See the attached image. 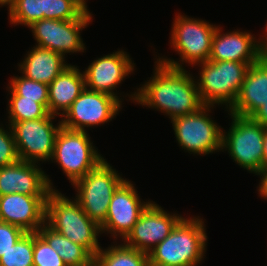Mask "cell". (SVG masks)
<instances>
[{
  "instance_id": "6da1fadb",
  "label": "cell",
  "mask_w": 267,
  "mask_h": 266,
  "mask_svg": "<svg viewBox=\"0 0 267 266\" xmlns=\"http://www.w3.org/2000/svg\"><path fill=\"white\" fill-rule=\"evenodd\" d=\"M156 62L154 76L131 94V100L159 109L171 120L194 113L204 106L197 81L179 62L166 58H159Z\"/></svg>"
},
{
  "instance_id": "7a4b0ae2",
  "label": "cell",
  "mask_w": 267,
  "mask_h": 266,
  "mask_svg": "<svg viewBox=\"0 0 267 266\" xmlns=\"http://www.w3.org/2000/svg\"><path fill=\"white\" fill-rule=\"evenodd\" d=\"M46 223L72 242L84 247L93 257L101 249L98 244L100 226L83 211L76 199L66 198L57 190L49 192L46 201Z\"/></svg>"
},
{
  "instance_id": "3957f363",
  "label": "cell",
  "mask_w": 267,
  "mask_h": 266,
  "mask_svg": "<svg viewBox=\"0 0 267 266\" xmlns=\"http://www.w3.org/2000/svg\"><path fill=\"white\" fill-rule=\"evenodd\" d=\"M199 218H182L171 233L149 253V263L167 266H196L206 251V231Z\"/></svg>"
},
{
  "instance_id": "277c9868",
  "label": "cell",
  "mask_w": 267,
  "mask_h": 266,
  "mask_svg": "<svg viewBox=\"0 0 267 266\" xmlns=\"http://www.w3.org/2000/svg\"><path fill=\"white\" fill-rule=\"evenodd\" d=\"M253 63L256 62H201L200 81L196 84L203 104H225L230 109L238 97L245 74Z\"/></svg>"
},
{
  "instance_id": "5b68a950",
  "label": "cell",
  "mask_w": 267,
  "mask_h": 266,
  "mask_svg": "<svg viewBox=\"0 0 267 266\" xmlns=\"http://www.w3.org/2000/svg\"><path fill=\"white\" fill-rule=\"evenodd\" d=\"M232 123L228 132H222V149L228 150L241 167L263 176V146L266 128L251 117L229 114Z\"/></svg>"
},
{
  "instance_id": "8992f818",
  "label": "cell",
  "mask_w": 267,
  "mask_h": 266,
  "mask_svg": "<svg viewBox=\"0 0 267 266\" xmlns=\"http://www.w3.org/2000/svg\"><path fill=\"white\" fill-rule=\"evenodd\" d=\"M125 180L104 159L73 184L78 190L76 200L87 216L101 226L114 192Z\"/></svg>"
},
{
  "instance_id": "52a82bcc",
  "label": "cell",
  "mask_w": 267,
  "mask_h": 266,
  "mask_svg": "<svg viewBox=\"0 0 267 266\" xmlns=\"http://www.w3.org/2000/svg\"><path fill=\"white\" fill-rule=\"evenodd\" d=\"M51 160L61 166L73 185L104 158L92 145L87 131L72 130L62 126L56 136Z\"/></svg>"
},
{
  "instance_id": "ba28073f",
  "label": "cell",
  "mask_w": 267,
  "mask_h": 266,
  "mask_svg": "<svg viewBox=\"0 0 267 266\" xmlns=\"http://www.w3.org/2000/svg\"><path fill=\"white\" fill-rule=\"evenodd\" d=\"M55 117L48 114L41 119L9 122L20 160L38 163L52 159L56 136L62 127L61 121L53 125Z\"/></svg>"
},
{
  "instance_id": "9c48e42d",
  "label": "cell",
  "mask_w": 267,
  "mask_h": 266,
  "mask_svg": "<svg viewBox=\"0 0 267 266\" xmlns=\"http://www.w3.org/2000/svg\"><path fill=\"white\" fill-rule=\"evenodd\" d=\"M211 107L204 105L194 113L171 120L176 140L182 149L198 155L222 150L223 130L208 117Z\"/></svg>"
},
{
  "instance_id": "30bf717a",
  "label": "cell",
  "mask_w": 267,
  "mask_h": 266,
  "mask_svg": "<svg viewBox=\"0 0 267 266\" xmlns=\"http://www.w3.org/2000/svg\"><path fill=\"white\" fill-rule=\"evenodd\" d=\"M172 26L170 43L180 54V61L191 65L208 61L217 26L180 14Z\"/></svg>"
},
{
  "instance_id": "8fae6325",
  "label": "cell",
  "mask_w": 267,
  "mask_h": 266,
  "mask_svg": "<svg viewBox=\"0 0 267 266\" xmlns=\"http://www.w3.org/2000/svg\"><path fill=\"white\" fill-rule=\"evenodd\" d=\"M92 19L90 11H87L80 19L68 21L41 19L34 22L32 29L37 45L61 54L65 58L66 53L84 52L85 44L80 36V31L89 25Z\"/></svg>"
},
{
  "instance_id": "7c38bea8",
  "label": "cell",
  "mask_w": 267,
  "mask_h": 266,
  "mask_svg": "<svg viewBox=\"0 0 267 266\" xmlns=\"http://www.w3.org/2000/svg\"><path fill=\"white\" fill-rule=\"evenodd\" d=\"M121 99L97 91L84 89L61 120L62 126L86 131L85 127L111 121L121 109Z\"/></svg>"
},
{
  "instance_id": "4fadbf2b",
  "label": "cell",
  "mask_w": 267,
  "mask_h": 266,
  "mask_svg": "<svg viewBox=\"0 0 267 266\" xmlns=\"http://www.w3.org/2000/svg\"><path fill=\"white\" fill-rule=\"evenodd\" d=\"M182 218L180 215H170L158 204L150 201L132 230L123 239V244L149 253L171 233Z\"/></svg>"
},
{
  "instance_id": "5bb4252c",
  "label": "cell",
  "mask_w": 267,
  "mask_h": 266,
  "mask_svg": "<svg viewBox=\"0 0 267 266\" xmlns=\"http://www.w3.org/2000/svg\"><path fill=\"white\" fill-rule=\"evenodd\" d=\"M133 184L125 180L114 192L109 204L104 223L100 226L101 232L107 231L112 237H121L122 240L132 230L143 210L150 203L141 202Z\"/></svg>"
},
{
  "instance_id": "9a60e30c",
  "label": "cell",
  "mask_w": 267,
  "mask_h": 266,
  "mask_svg": "<svg viewBox=\"0 0 267 266\" xmlns=\"http://www.w3.org/2000/svg\"><path fill=\"white\" fill-rule=\"evenodd\" d=\"M48 175L36 163L19 160L0 167V196L19 193L28 196H48L53 190Z\"/></svg>"
},
{
  "instance_id": "2e32d148",
  "label": "cell",
  "mask_w": 267,
  "mask_h": 266,
  "mask_svg": "<svg viewBox=\"0 0 267 266\" xmlns=\"http://www.w3.org/2000/svg\"><path fill=\"white\" fill-rule=\"evenodd\" d=\"M47 196L12 193L0 196V221L37 232L46 222Z\"/></svg>"
},
{
  "instance_id": "e0dca14e",
  "label": "cell",
  "mask_w": 267,
  "mask_h": 266,
  "mask_svg": "<svg viewBox=\"0 0 267 266\" xmlns=\"http://www.w3.org/2000/svg\"><path fill=\"white\" fill-rule=\"evenodd\" d=\"M133 65L129 55L122 50L94 60L83 72L86 89L107 93L119 100L113 90L134 71Z\"/></svg>"
},
{
  "instance_id": "ac0fdd59",
  "label": "cell",
  "mask_w": 267,
  "mask_h": 266,
  "mask_svg": "<svg viewBox=\"0 0 267 266\" xmlns=\"http://www.w3.org/2000/svg\"><path fill=\"white\" fill-rule=\"evenodd\" d=\"M216 28L209 61L257 62L260 60L261 42L250 32L233 31L221 34ZM255 40V41H254Z\"/></svg>"
},
{
  "instance_id": "d6986e66",
  "label": "cell",
  "mask_w": 267,
  "mask_h": 266,
  "mask_svg": "<svg viewBox=\"0 0 267 266\" xmlns=\"http://www.w3.org/2000/svg\"><path fill=\"white\" fill-rule=\"evenodd\" d=\"M267 102V64L261 59L249 66L231 114L251 117Z\"/></svg>"
},
{
  "instance_id": "ffe728a7",
  "label": "cell",
  "mask_w": 267,
  "mask_h": 266,
  "mask_svg": "<svg viewBox=\"0 0 267 266\" xmlns=\"http://www.w3.org/2000/svg\"><path fill=\"white\" fill-rule=\"evenodd\" d=\"M86 88L84 73L69 64L48 85V112L55 116H64L72 103ZM58 111H63L62 114Z\"/></svg>"
},
{
  "instance_id": "44dd1931",
  "label": "cell",
  "mask_w": 267,
  "mask_h": 266,
  "mask_svg": "<svg viewBox=\"0 0 267 266\" xmlns=\"http://www.w3.org/2000/svg\"><path fill=\"white\" fill-rule=\"evenodd\" d=\"M64 57L46 48L34 46L19 64L24 77L49 85L67 66Z\"/></svg>"
},
{
  "instance_id": "7402d4cb",
  "label": "cell",
  "mask_w": 267,
  "mask_h": 266,
  "mask_svg": "<svg viewBox=\"0 0 267 266\" xmlns=\"http://www.w3.org/2000/svg\"><path fill=\"white\" fill-rule=\"evenodd\" d=\"M37 233L61 256L66 266H90L94 257L81 245L76 244L44 223Z\"/></svg>"
},
{
  "instance_id": "603a6c76",
  "label": "cell",
  "mask_w": 267,
  "mask_h": 266,
  "mask_svg": "<svg viewBox=\"0 0 267 266\" xmlns=\"http://www.w3.org/2000/svg\"><path fill=\"white\" fill-rule=\"evenodd\" d=\"M96 266H150L146 252L130 248L126 245L111 246L101 249L94 256Z\"/></svg>"
},
{
  "instance_id": "cb8c5ba5",
  "label": "cell",
  "mask_w": 267,
  "mask_h": 266,
  "mask_svg": "<svg viewBox=\"0 0 267 266\" xmlns=\"http://www.w3.org/2000/svg\"><path fill=\"white\" fill-rule=\"evenodd\" d=\"M9 5L11 24L31 26L44 19V0H5L1 6Z\"/></svg>"
},
{
  "instance_id": "d4e9b609",
  "label": "cell",
  "mask_w": 267,
  "mask_h": 266,
  "mask_svg": "<svg viewBox=\"0 0 267 266\" xmlns=\"http://www.w3.org/2000/svg\"><path fill=\"white\" fill-rule=\"evenodd\" d=\"M11 98L9 99V122H22L26 120H34L45 118L49 112L48 109L35 100L24 99L18 96L10 87Z\"/></svg>"
},
{
  "instance_id": "484cf974",
  "label": "cell",
  "mask_w": 267,
  "mask_h": 266,
  "mask_svg": "<svg viewBox=\"0 0 267 266\" xmlns=\"http://www.w3.org/2000/svg\"><path fill=\"white\" fill-rule=\"evenodd\" d=\"M0 266H33V232H26L0 257Z\"/></svg>"
},
{
  "instance_id": "4316f807",
  "label": "cell",
  "mask_w": 267,
  "mask_h": 266,
  "mask_svg": "<svg viewBox=\"0 0 267 266\" xmlns=\"http://www.w3.org/2000/svg\"><path fill=\"white\" fill-rule=\"evenodd\" d=\"M87 11L76 0H44V19H80Z\"/></svg>"
},
{
  "instance_id": "83f0119b",
  "label": "cell",
  "mask_w": 267,
  "mask_h": 266,
  "mask_svg": "<svg viewBox=\"0 0 267 266\" xmlns=\"http://www.w3.org/2000/svg\"><path fill=\"white\" fill-rule=\"evenodd\" d=\"M9 87L24 99L35 100L48 109V85L28 79L24 76L12 78Z\"/></svg>"
},
{
  "instance_id": "f1b7e54d",
  "label": "cell",
  "mask_w": 267,
  "mask_h": 266,
  "mask_svg": "<svg viewBox=\"0 0 267 266\" xmlns=\"http://www.w3.org/2000/svg\"><path fill=\"white\" fill-rule=\"evenodd\" d=\"M33 266H66L61 256L37 232H33Z\"/></svg>"
},
{
  "instance_id": "f546056e",
  "label": "cell",
  "mask_w": 267,
  "mask_h": 266,
  "mask_svg": "<svg viewBox=\"0 0 267 266\" xmlns=\"http://www.w3.org/2000/svg\"><path fill=\"white\" fill-rule=\"evenodd\" d=\"M9 131L0 127V167L8 166L19 161V156L11 127Z\"/></svg>"
},
{
  "instance_id": "4dcf8cb0",
  "label": "cell",
  "mask_w": 267,
  "mask_h": 266,
  "mask_svg": "<svg viewBox=\"0 0 267 266\" xmlns=\"http://www.w3.org/2000/svg\"><path fill=\"white\" fill-rule=\"evenodd\" d=\"M25 233L20 227L0 221V257L11 249Z\"/></svg>"
},
{
  "instance_id": "1f68e13d",
  "label": "cell",
  "mask_w": 267,
  "mask_h": 266,
  "mask_svg": "<svg viewBox=\"0 0 267 266\" xmlns=\"http://www.w3.org/2000/svg\"><path fill=\"white\" fill-rule=\"evenodd\" d=\"M253 120L259 122L263 127L267 128V102L251 116Z\"/></svg>"
},
{
  "instance_id": "d6a6232c",
  "label": "cell",
  "mask_w": 267,
  "mask_h": 266,
  "mask_svg": "<svg viewBox=\"0 0 267 266\" xmlns=\"http://www.w3.org/2000/svg\"><path fill=\"white\" fill-rule=\"evenodd\" d=\"M267 32V24H266V30ZM264 36L265 39H262L261 42V47H260V59L267 64V33ZM264 40V41H263ZM263 42V43H262Z\"/></svg>"
},
{
  "instance_id": "836d02e7",
  "label": "cell",
  "mask_w": 267,
  "mask_h": 266,
  "mask_svg": "<svg viewBox=\"0 0 267 266\" xmlns=\"http://www.w3.org/2000/svg\"><path fill=\"white\" fill-rule=\"evenodd\" d=\"M260 178H261V182L259 185L258 192L261 195V197L263 196V198L267 199V171L262 177L260 176Z\"/></svg>"
},
{
  "instance_id": "e575fe53",
  "label": "cell",
  "mask_w": 267,
  "mask_h": 266,
  "mask_svg": "<svg viewBox=\"0 0 267 266\" xmlns=\"http://www.w3.org/2000/svg\"><path fill=\"white\" fill-rule=\"evenodd\" d=\"M264 156H263V175L267 171V128L264 138V146H263Z\"/></svg>"
},
{
  "instance_id": "d590c367",
  "label": "cell",
  "mask_w": 267,
  "mask_h": 266,
  "mask_svg": "<svg viewBox=\"0 0 267 266\" xmlns=\"http://www.w3.org/2000/svg\"><path fill=\"white\" fill-rule=\"evenodd\" d=\"M76 1L79 2L86 10H88L86 5V0H76Z\"/></svg>"
},
{
  "instance_id": "8d00e7d4",
  "label": "cell",
  "mask_w": 267,
  "mask_h": 266,
  "mask_svg": "<svg viewBox=\"0 0 267 266\" xmlns=\"http://www.w3.org/2000/svg\"><path fill=\"white\" fill-rule=\"evenodd\" d=\"M150 266H167V265L150 264Z\"/></svg>"
},
{
  "instance_id": "74e56055",
  "label": "cell",
  "mask_w": 267,
  "mask_h": 266,
  "mask_svg": "<svg viewBox=\"0 0 267 266\" xmlns=\"http://www.w3.org/2000/svg\"><path fill=\"white\" fill-rule=\"evenodd\" d=\"M5 0H0V5H2V3L4 2Z\"/></svg>"
}]
</instances>
